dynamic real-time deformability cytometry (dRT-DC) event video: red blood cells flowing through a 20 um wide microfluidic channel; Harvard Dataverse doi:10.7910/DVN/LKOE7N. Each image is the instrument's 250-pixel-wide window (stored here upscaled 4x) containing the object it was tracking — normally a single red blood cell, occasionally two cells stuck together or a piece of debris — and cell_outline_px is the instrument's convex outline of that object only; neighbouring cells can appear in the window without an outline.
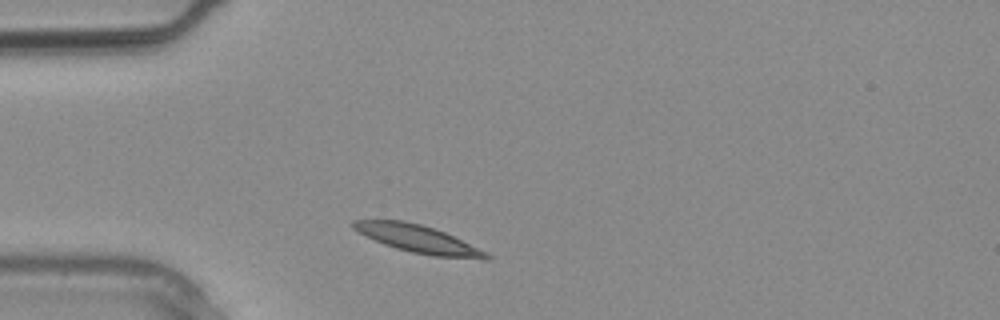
{"species": "common noctule bat (a hibernating species)", "species_latin": "Nyctalus noctula", "temperature_condition": "warm", "stored_images_in_passage": 1, "camera_frame_rate_fps": 3000, "um_per_image_px": 0.085, "animal": {"sex": "male", "body_mass_g": 20.4}, "frame": {"image": 1, "passage_image": 1, "time_ms": 0.0, "image_size_px": [1000, 320], "cell_outline_px": [[492, 260], [484, 260], [432, 256], [412, 252], [396, 248], [384, 244], [352, 228], [352, 220], [404, 220], [420, 224], [444, 232], [488, 252], [492, 256]], "centroid_in_image_um": [35.62, 20.33], "position_along_channel_um": 49.4, "area_um2": 21.33}}